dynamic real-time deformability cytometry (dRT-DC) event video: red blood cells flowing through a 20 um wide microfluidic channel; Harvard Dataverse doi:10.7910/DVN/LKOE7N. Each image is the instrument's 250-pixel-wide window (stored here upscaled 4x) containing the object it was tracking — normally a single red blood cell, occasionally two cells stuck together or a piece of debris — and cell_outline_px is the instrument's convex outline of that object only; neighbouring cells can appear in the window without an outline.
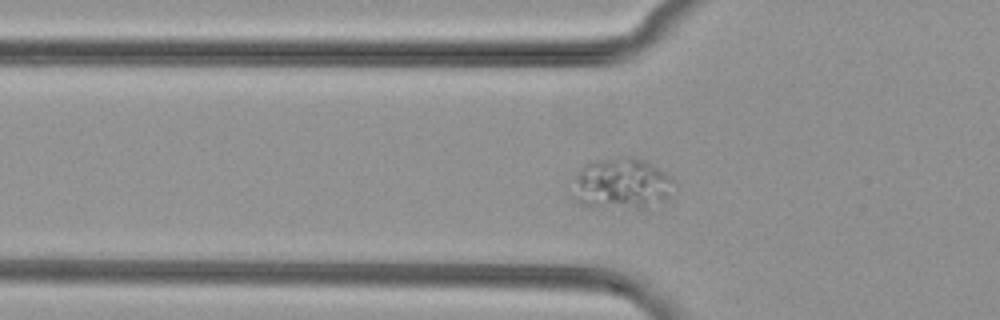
{"species": "common noctule bat (a hibernating species)", "species_latin": "Nyctalus noctula", "temperature_condition": "cold", "stored_images_in_passage": 9, "camera_frame_rate_fps": 3000, "um_per_image_px": 0.085, "animal": {"sex": "female", "body_mass_g": 29.2, "forearm_length_mm": 56.3}, "frame": {"image": 1, "passage_image": 3, "time_ms": 0.667, "image_size_px": [1000, 320], "cell_outline_px": [[676, 184], [672, 196], [664, 204], [644, 208], [636, 208], [580, 204], [572, 196], [576, 172], [580, 164], [592, 160], [616, 156], [632, 156], [648, 160], [672, 176]], "centroid_in_image_um": [52.91, 15.57], "position_along_channel_um": 72.9, "area_um2": 31.5}}
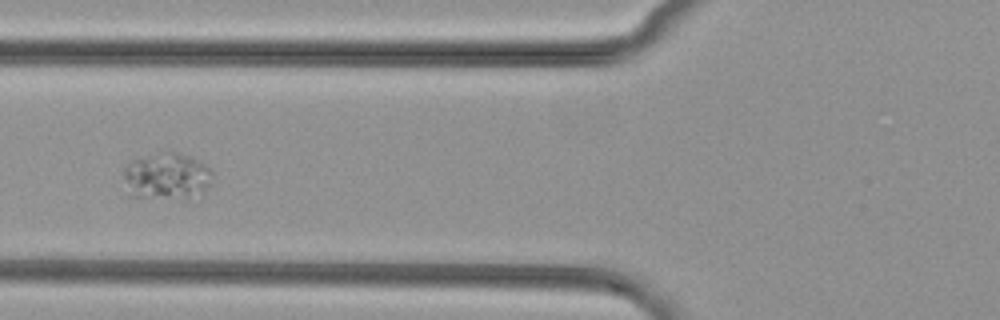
{"frame": {"image": 2, "passage_image": 6, "time_ms": 1.667, "image_size_px": [1000, 320], "cell_outline_px": [[212, 184], [208, 188], [188, 200], [128, 196], [124, 176], [124, 168], [132, 160], [164, 148], [192, 156], [212, 168]], "centroid_in_image_um": [14.2, 14.95], "position_along_channel_um": 111.6, "area_um2": 25.37}}